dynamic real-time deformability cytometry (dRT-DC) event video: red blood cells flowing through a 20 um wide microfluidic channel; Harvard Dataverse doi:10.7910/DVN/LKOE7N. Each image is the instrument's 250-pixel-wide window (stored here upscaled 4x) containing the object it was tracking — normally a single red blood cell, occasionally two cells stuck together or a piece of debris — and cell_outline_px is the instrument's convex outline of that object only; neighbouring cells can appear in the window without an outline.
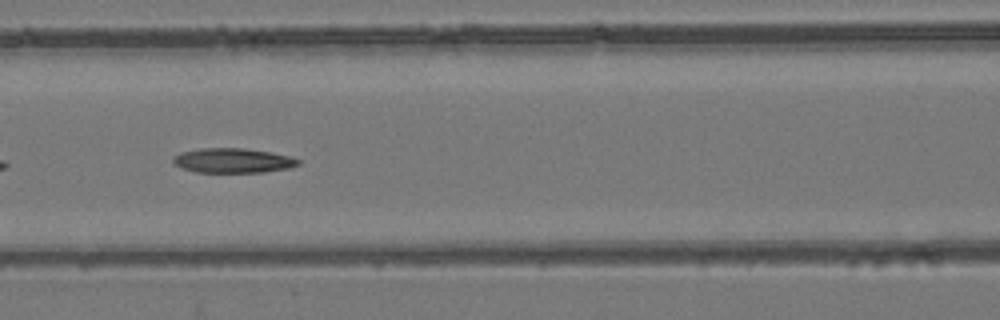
{"species": "common noctule bat (a hibernating species)", "species_latin": "Nyctalus noctula", "temperature_condition": "room temperature", "stored_images_in_passage": 10, "camera_frame_rate_fps": 3000, "um_per_image_px": 0.085, "animal": {"sex": "female", "body_mass_g": 24.6, "forearm_length_mm": 56.2}, "frame": {"image": 1, "passage_image": 7, "time_ms": 8.0, "image_size_px": [1000, 320], "cell_outline_px": [[300, 164], [288, 168], [264, 172], [196, 172], [180, 168], [172, 164], [172, 156], [180, 152], [200, 148], [244, 148], [292, 156], [300, 160]], "centroid_in_image_um": [19.74, 13.64], "position_along_channel_um": 146.9, "area_um2": 18.15}}
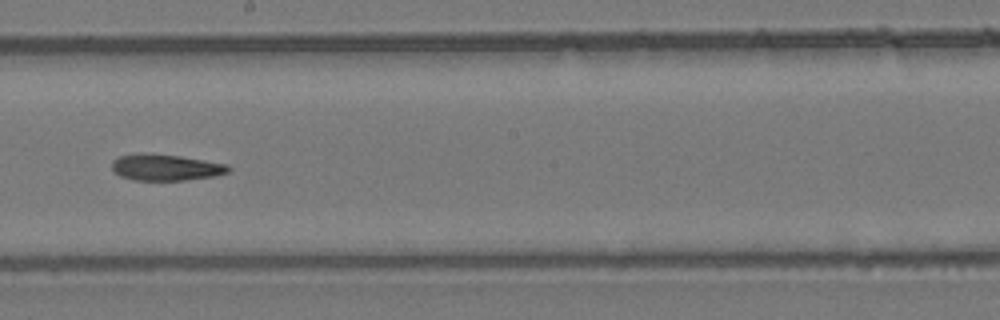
{"frame": {"image": 2, "passage_image": 9, "time_ms": 10.333, "image_size_px": [1000, 320], "cell_outline_px": [[232, 168], [228, 172], [216, 176], [184, 180], [132, 180], [120, 176], [112, 168], [112, 160], [120, 156], [180, 156], [228, 164]], "centroid_in_image_um": [14.17, 14.28], "position_along_channel_um": 234.0, "area_um2": 17.11}}
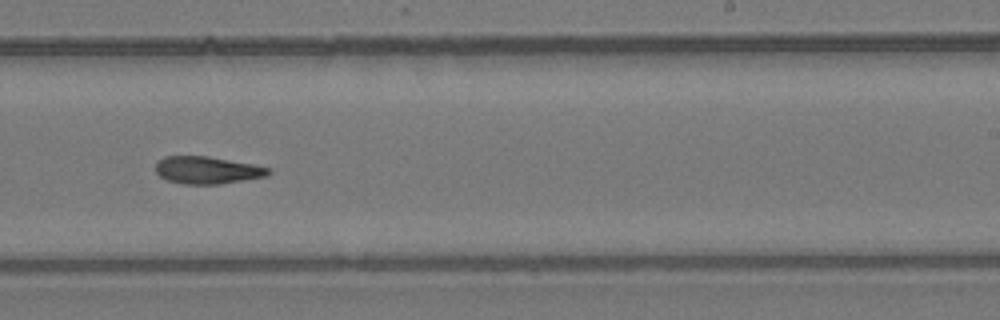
{"frame": {"image": 3, "passage_image": 10, "time_ms": 11.333, "image_size_px": [1000, 320], "cell_outline_px": [[272, 172], [268, 176], [220, 184], [184, 184], [168, 180], [160, 176], [156, 172], [156, 160], [164, 156], [208, 156], [252, 164], [268, 168]], "centroid_in_image_um": [17.6, 14.46], "position_along_channel_um": 271.4, "area_um2": 17.98}}